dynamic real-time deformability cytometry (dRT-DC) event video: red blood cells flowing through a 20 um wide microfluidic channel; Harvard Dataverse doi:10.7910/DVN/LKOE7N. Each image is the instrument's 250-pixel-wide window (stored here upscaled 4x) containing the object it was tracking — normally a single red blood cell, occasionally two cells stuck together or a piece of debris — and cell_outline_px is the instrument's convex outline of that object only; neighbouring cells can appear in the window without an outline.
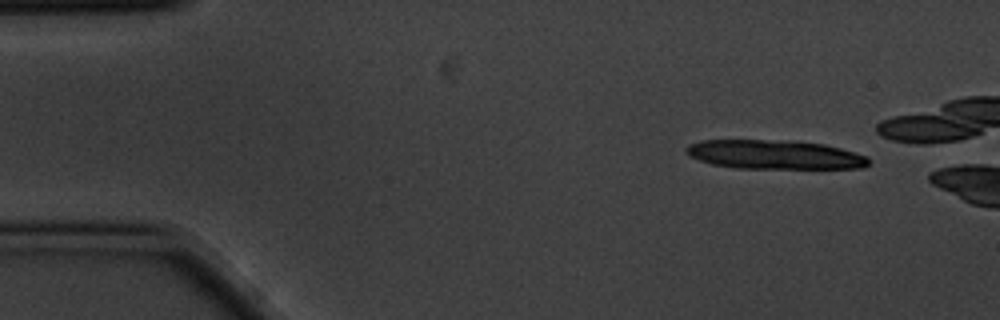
{"species": "common noctule bat (a hibernating species)", "species_latin": "Nyctalus noctula", "temperature_condition": "cold", "stored_images_in_passage": 6, "camera_frame_rate_fps": 3000, "um_per_image_px": 0.085, "animal": {"sex": "male", "body_mass_g": 20.1, "forearm_length_mm": 53.5}, "frame": {"image": 1, "passage_image": 2, "time_ms": 0.333, "image_size_px": [1000, 320], "cell_outline_px": [[868, 164], [864, 168], [736, 168], [712, 164], [700, 160], [684, 152], [684, 148], [688, 144], [704, 140], [788, 140], [824, 144], [840, 148], [868, 156]], "centroid_in_image_um": [65.83, 13.13], "position_along_channel_um": 19.2, "area_um2": 30.87}}